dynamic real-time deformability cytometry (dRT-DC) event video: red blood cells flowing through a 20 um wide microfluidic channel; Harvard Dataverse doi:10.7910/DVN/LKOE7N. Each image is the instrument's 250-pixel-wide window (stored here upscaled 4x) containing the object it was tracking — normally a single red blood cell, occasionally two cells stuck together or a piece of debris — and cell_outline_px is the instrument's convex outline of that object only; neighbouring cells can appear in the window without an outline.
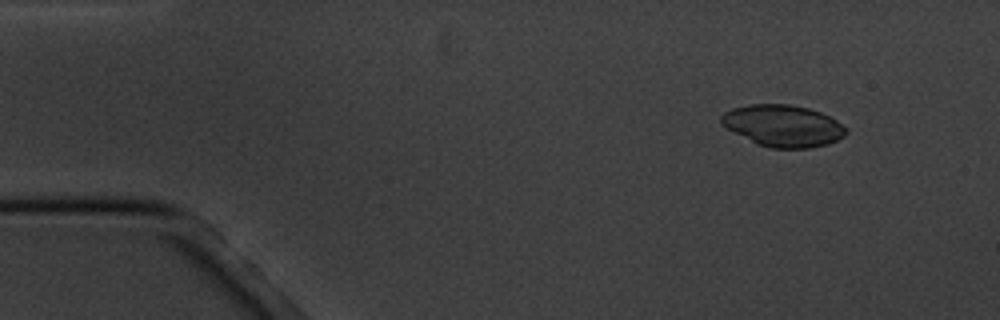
{"species": "common noctule bat (a hibernating species)", "species_latin": "Nyctalus noctula", "temperature_condition": "cold", "stored_images_in_passage": 10, "camera_frame_rate_fps": 3000, "um_per_image_px": 0.085, "animal": {"sex": "male", "body_mass_g": 20.1, "forearm_length_mm": 53.5}, "frame": {"image": 1, "passage_image": 1, "time_ms": 0.0, "image_size_px": [1000, 320], "cell_outline_px": [[848, 132], [844, 136], [828, 144], [808, 148], [768, 148], [756, 144], [720, 124], [720, 116], [724, 112], [732, 108], [748, 104], [788, 104], [808, 108], [820, 112], [836, 120], [848, 128]], "centroid_in_image_um": [66.54, 10.69], "position_along_channel_um": 18.5, "area_um2": 30.46}}